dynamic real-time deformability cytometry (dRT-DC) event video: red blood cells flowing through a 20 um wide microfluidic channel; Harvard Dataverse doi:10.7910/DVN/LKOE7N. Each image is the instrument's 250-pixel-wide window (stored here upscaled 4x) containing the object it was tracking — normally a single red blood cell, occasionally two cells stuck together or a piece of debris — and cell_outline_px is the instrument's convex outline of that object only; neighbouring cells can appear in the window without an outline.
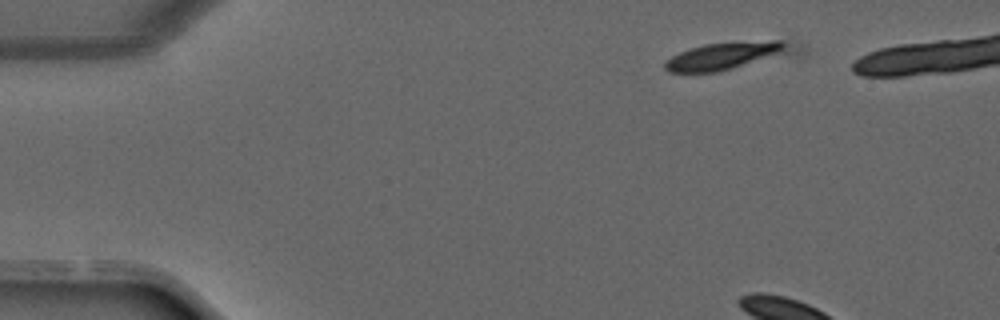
{"species": "common noctule bat (a hibernating species)", "species_latin": "Nyctalus noctula", "temperature_condition": "warm", "stored_images_in_passage": 4, "camera_frame_rate_fps": 3000, "um_per_image_px": 0.085, "animal": {"sex": "male", "forearm_length_mm": 52.5}, "frame": {"image": 1, "passage_image": 1, "time_ms": 0.0, "image_size_px": [1000, 320], "cell_outline_px": [[804, 52], [800, 56], [716, 72], [668, 72], [664, 68], [664, 64], [672, 56], [680, 52], [704, 44], [772, 40], [784, 40], [804, 48]], "centroid_in_image_um": [62.16, 4.74], "position_along_channel_um": 22.8, "area_um2": 22.02}}